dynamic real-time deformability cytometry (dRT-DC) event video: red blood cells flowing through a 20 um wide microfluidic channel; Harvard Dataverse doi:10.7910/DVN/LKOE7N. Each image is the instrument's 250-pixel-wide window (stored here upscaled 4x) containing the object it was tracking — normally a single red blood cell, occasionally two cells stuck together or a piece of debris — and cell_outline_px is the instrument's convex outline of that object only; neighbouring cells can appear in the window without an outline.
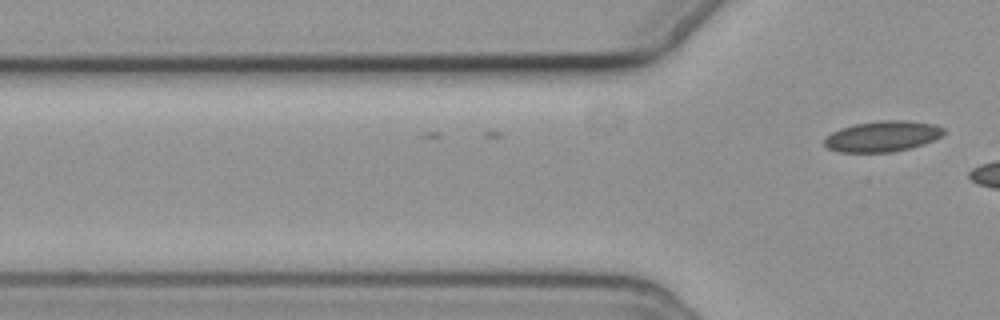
{"species": "common noctule bat (a hibernating species)", "species_latin": "Nyctalus noctula", "temperature_condition": "cold", "stored_images_in_passage": 7, "camera_frame_rate_fps": 3000, "um_per_image_px": 0.085, "animal": {"sex": "female", "body_mass_g": 19.3, "forearm_length_mm": 54.1}, "frame": {"image": 1, "passage_image": 7, "time_ms": 8.0, "image_size_px": [1000, 320], "cell_outline_px": [[944, 132], [940, 136], [924, 144], [912, 148], [892, 152], [840, 152], [828, 148], [824, 144], [824, 140], [832, 132], [840, 128], [856, 124], [880, 120], [908, 120], [936, 124], [944, 128]], "centroid_in_image_um": [75.03, 11.58], "position_along_channel_um": 50.8, "area_um2": 21.39}}